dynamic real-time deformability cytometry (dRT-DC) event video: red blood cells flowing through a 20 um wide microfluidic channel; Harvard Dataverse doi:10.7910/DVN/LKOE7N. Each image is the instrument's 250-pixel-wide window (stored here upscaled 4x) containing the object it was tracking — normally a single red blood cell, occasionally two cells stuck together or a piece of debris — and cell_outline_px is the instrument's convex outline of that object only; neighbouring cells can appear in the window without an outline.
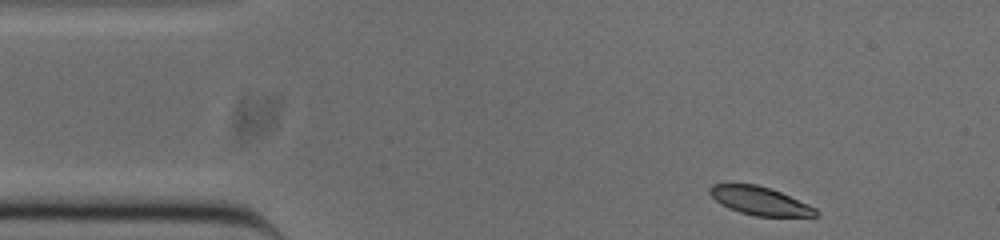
{"species": "common noctule bat (a hibernating species)", "species_latin": "Nyctalus noctula", "temperature_condition": "cold", "stored_images_in_passage": 12, "camera_frame_rate_fps": 3000, "um_per_image_px": 0.085, "animal": {"sex": "male", "body_mass_g": 20.0, "forearm_length_mm": 53.3}, "frame": {"image": 1, "passage_image": 1, "time_ms": 0.0, "image_size_px": [1000, 240], "cell_outline_px": [[820, 216], [756, 216], [740, 212], [728, 208], [720, 204], [708, 192], [708, 188], [712, 184], [756, 184], [780, 192], [808, 204], [816, 208], [820, 212]], "centroid_in_image_um": [64.59, 17.08], "position_along_channel_um": 20.4, "area_um2": 17.4}}
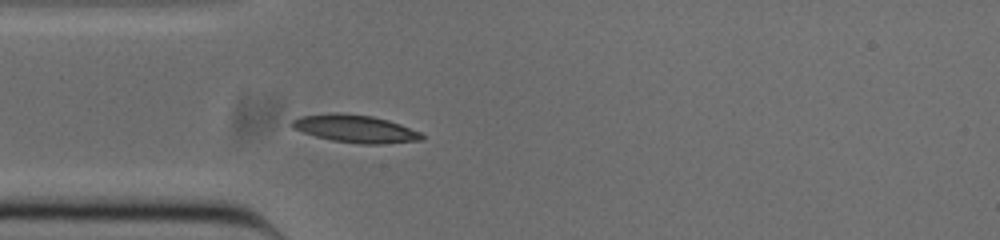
{"frame": {"image": 2, "passage_image": 9, "time_ms": 2.667, "image_size_px": [1000, 240], "cell_outline_px": [[424, 140], [380, 144], [360, 144], [332, 140], [316, 136], [292, 128], [288, 124], [292, 120], [300, 116], [336, 112], [372, 116], [388, 120], [400, 124], [420, 132], [424, 136]], "centroid_in_image_um": [30.19, 10.94], "position_along_channel_um": 54.8, "area_um2": 20.92}}